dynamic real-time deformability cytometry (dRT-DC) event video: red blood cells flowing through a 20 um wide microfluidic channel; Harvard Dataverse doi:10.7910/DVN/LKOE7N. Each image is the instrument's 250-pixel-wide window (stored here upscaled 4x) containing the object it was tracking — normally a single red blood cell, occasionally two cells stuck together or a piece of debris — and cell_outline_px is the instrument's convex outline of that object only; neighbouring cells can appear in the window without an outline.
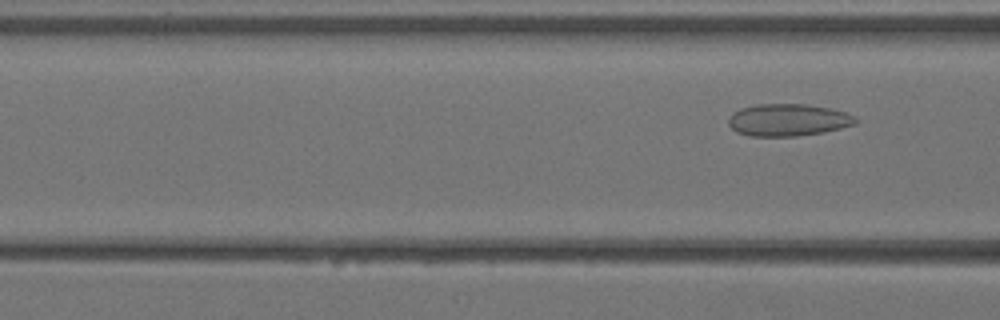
{"species": "Egyptian fruit bat (a non-hibernating species)", "species_latin": "Rousettus aegyptiacus", "temperature_condition": "warm", "stored_images_in_passage": 3, "camera_frame_rate_fps": 3000, "um_per_image_px": 0.085, "animal": {"sex": "female"}, "frame": {"image": 1, "passage_image": 3, "time_ms": 0.667, "image_size_px": [1000, 320], "cell_outline_px": [[856, 124], [824, 132], [796, 136], [752, 136], [736, 132], [728, 124], [728, 116], [732, 112], [740, 108], [756, 104], [804, 104], [832, 108], [848, 112], [856, 116]], "centroid_in_image_um": [66.98, 10.19], "position_along_channel_um": 99.6, "area_um2": 24.1}}